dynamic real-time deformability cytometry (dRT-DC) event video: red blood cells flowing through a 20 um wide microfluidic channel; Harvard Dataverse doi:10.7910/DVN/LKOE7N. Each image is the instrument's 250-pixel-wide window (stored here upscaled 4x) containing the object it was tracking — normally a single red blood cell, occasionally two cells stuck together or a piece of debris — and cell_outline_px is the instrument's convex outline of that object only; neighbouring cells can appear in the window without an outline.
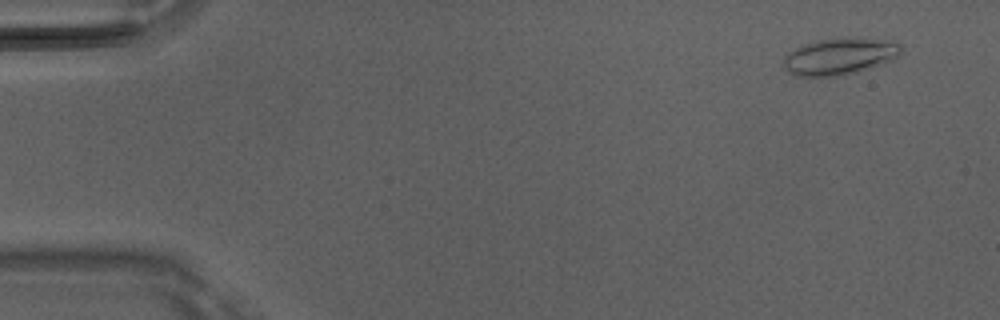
{"species": "Egyptian fruit bat (a non-hibernating species)", "species_latin": "Rousettus aegyptiacus", "temperature_condition": "room temperature", "stored_images_in_passage": 5, "camera_frame_rate_fps": 3000, "um_per_image_px": 0.085, "animal": {"sex": "male"}, "frame": {"image": 1, "passage_image": 2, "time_ms": 0.333, "image_size_px": [1000, 320], "cell_outline_px": [[900, 52], [892, 60], [868, 68], [836, 76], [796, 76], [788, 72], [784, 68], [784, 56], [788, 52], [796, 48], [808, 44], [824, 40], [872, 40], [900, 44]], "centroid_in_image_um": [71.27, 4.85], "position_along_channel_um": 13.7, "area_um2": 23.58}}